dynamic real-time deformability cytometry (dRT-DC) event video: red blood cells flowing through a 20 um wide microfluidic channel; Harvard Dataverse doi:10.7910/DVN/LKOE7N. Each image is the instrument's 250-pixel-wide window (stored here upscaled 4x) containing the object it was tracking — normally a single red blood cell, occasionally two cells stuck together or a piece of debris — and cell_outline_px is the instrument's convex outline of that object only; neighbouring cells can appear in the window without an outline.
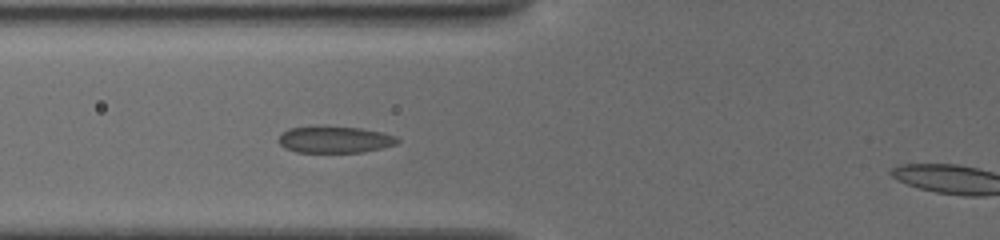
{"species": "common noctule bat (a hibernating species)", "species_latin": "Nyctalus noctula", "temperature_condition": "cold", "stored_images_in_passage": 6, "segment_of_instrument_passage": [1, 2], "camera_frame_rate_fps": 3000, "um_per_image_px": 0.085, "animal": {"sex": "female", "body_mass_g": 19.5, "forearm_length_mm": 54.1}, "frame": {"image": 1, "passage_image": 5, "time_ms": 4.0, "image_size_px": [1000, 240], "cell_outline_px": [[400, 140], [396, 144], [364, 152], [296, 152], [284, 148], [276, 140], [288, 128], [316, 124], [324, 124], [360, 128], [380, 132], [396, 136]], "centroid_in_image_um": [28.39, 11.83], "position_along_channel_um": 97.4, "area_um2": 19.02}}